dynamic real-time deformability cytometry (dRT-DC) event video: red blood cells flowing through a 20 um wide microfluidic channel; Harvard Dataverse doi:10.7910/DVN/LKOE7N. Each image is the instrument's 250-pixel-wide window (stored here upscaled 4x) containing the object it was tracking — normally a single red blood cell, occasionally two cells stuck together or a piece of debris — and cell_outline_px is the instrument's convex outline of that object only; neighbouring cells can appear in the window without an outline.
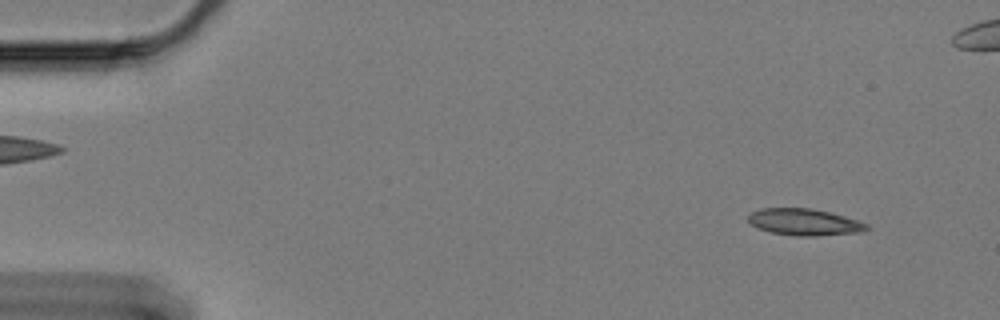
{"species": "Egyptian fruit bat (a non-hibernating species)", "species_latin": "Rousettus aegyptiacus", "temperature_condition": "cold", "stored_images_in_passage": 60, "camera_frame_rate_fps": 3000, "um_per_image_px": 0.085, "animal": {"sex": "female"}, "frame": {"image": 1, "passage_image": 5, "time_ms": 1.333, "image_size_px": [1000, 320], "cell_outline_px": [[872, 228], [864, 232], [816, 236], [796, 236], [772, 232], [756, 228], [748, 220], [748, 216], [752, 212], [760, 208], [812, 208], [832, 212], [860, 220], [868, 224]], "centroid_in_image_um": [68.45, 18.87], "position_along_channel_um": 16.5, "area_um2": 18.79}}
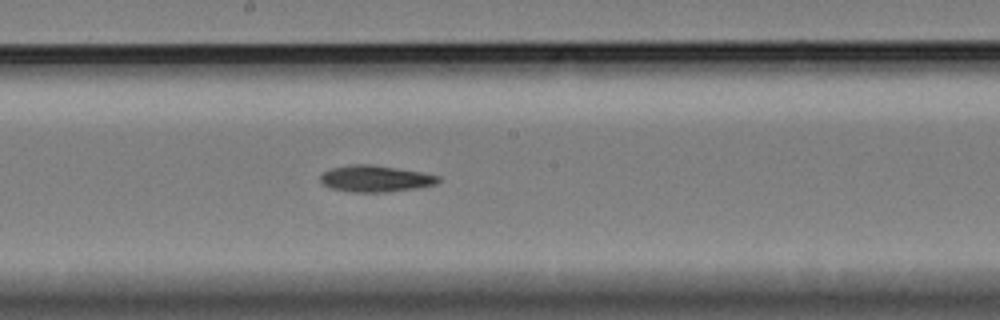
{"frame": {"image": 2, "passage_image": 32, "time_ms": 10.333, "image_size_px": [1000, 320], "cell_outline_px": [[440, 180], [436, 184], [416, 188], [388, 192], [352, 192], [328, 188], [320, 180], [320, 176], [324, 172], [332, 168], [348, 164], [372, 164], [420, 172], [440, 176]], "centroid_in_image_um": [31.89, 15.19], "position_along_channel_um": 216.3, "area_um2": 18.21}}
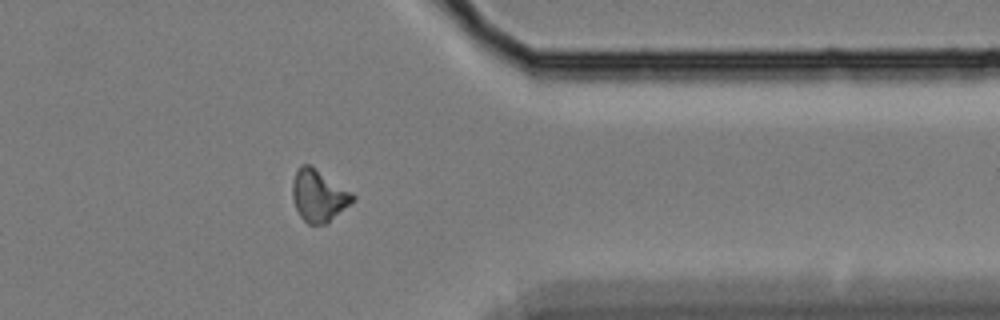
{"frame": {"image": 3, "passage_image": 48, "time_ms": 15.667, "image_size_px": [1000, 320], "cell_outline_px": [[356, 200], [324, 224], [308, 224], [300, 216], [296, 208], [292, 196], [292, 184], [296, 172], [300, 164], [308, 164], [352, 192], [356, 196]], "centroid_in_image_um": [27.08, 16.63], "position_along_channel_um": 384.3, "area_um2": 17.92}}